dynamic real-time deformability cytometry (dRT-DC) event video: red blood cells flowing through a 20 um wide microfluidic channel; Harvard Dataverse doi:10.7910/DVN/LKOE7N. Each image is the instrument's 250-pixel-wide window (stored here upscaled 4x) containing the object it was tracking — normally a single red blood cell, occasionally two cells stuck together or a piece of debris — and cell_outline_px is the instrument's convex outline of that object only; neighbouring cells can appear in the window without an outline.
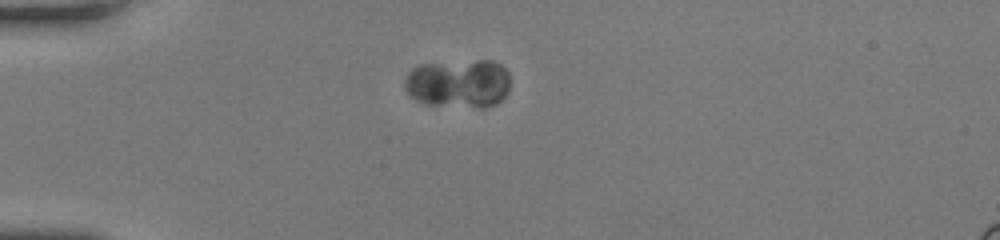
{"species": "human", "species_latin": "Homo sapiens", "temperature_condition": "room temperature", "stored_images_in_passage": 44, "camera_frame_rate_fps": 3000, "um_per_image_px": 0.085, "donor": {"sex": "female"}, "frame": {"image": 1, "passage_image": 1, "time_ms": 0.0, "image_size_px": [1000, 240], "cell_outline_px": [[508, 92], [496, 104], [428, 104], [416, 100], [404, 88], [404, 80], [408, 72], [412, 68], [420, 64], [476, 60], [492, 60], [500, 64], [508, 72]], "centroid_in_image_um": [38.93, 7.02], "position_along_channel_um": 46.1, "area_um2": 29.02}}
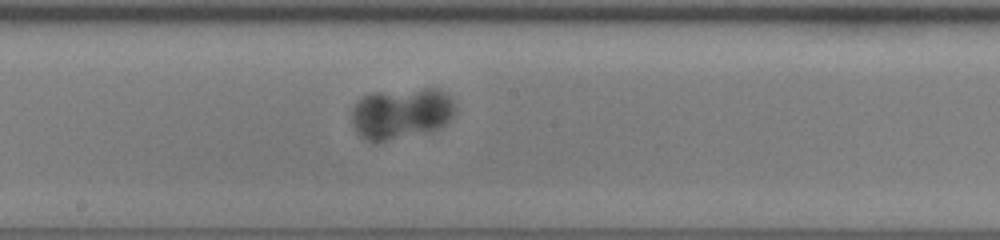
{"frame": {"image": 2, "passage_image": 19, "time_ms": 6.0, "image_size_px": [1000, 240], "cell_outline_px": [[456, 112], [444, 124], [436, 128], [424, 132], [384, 140], [368, 140], [360, 136], [356, 132], [352, 120], [352, 108], [364, 96], [372, 92], [424, 88], [440, 88], [452, 100], [456, 108]], "centroid_in_image_um": [34.11, 9.59], "position_along_channel_um": 214.1, "area_um2": 30.35}}
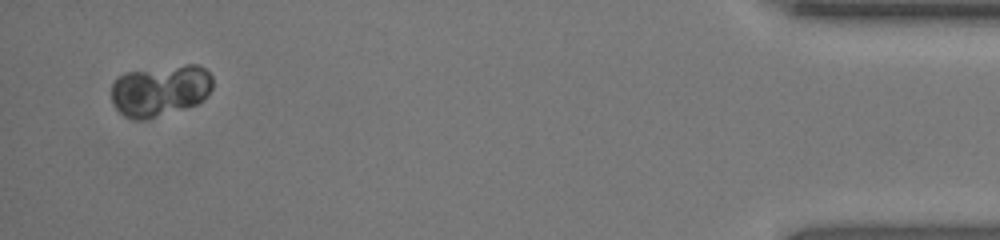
{"frame": {"image": 3, "passage_image": 42, "time_ms": 13.667, "image_size_px": [1000, 240], "cell_outline_px": [[212, 88], [208, 96], [196, 104], [144, 120], [136, 120], [124, 116], [116, 108], [112, 100], [112, 84], [120, 76], [128, 72], [188, 64], [200, 64], [212, 76]], "centroid_in_image_um": [13.64, 7.69], "position_along_channel_um": 421.6, "area_um2": 30.06}, "authors_computed_cell_mechanics": {"area_um2": 30.0849, "velocity_mm_per_s": 3.537, "shape_relaxation_time_tau1_ms": 2.1393, "shape_relaxation_time_tau2_ms": null, "deformation_change_tau1": 0.1051, "deformation_change_tau2": null}}